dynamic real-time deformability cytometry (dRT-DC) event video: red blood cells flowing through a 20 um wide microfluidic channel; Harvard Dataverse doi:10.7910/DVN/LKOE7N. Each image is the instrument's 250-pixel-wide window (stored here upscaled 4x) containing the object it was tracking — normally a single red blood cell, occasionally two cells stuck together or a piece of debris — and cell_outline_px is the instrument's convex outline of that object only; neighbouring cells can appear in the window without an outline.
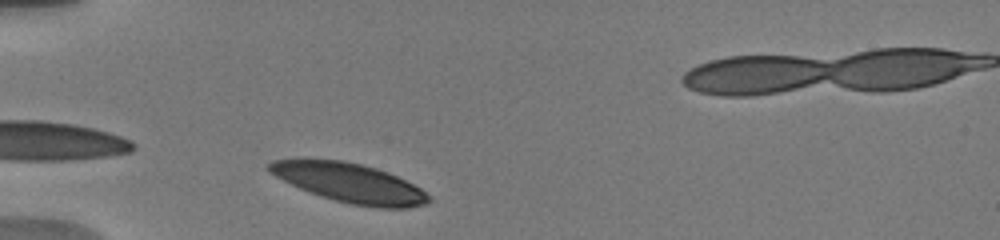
{"species": "human", "species_latin": "Homo sapiens", "temperature_condition": "warm", "stored_images_in_passage": 13, "camera_frame_rate_fps": 3000, "um_per_image_px": 0.085, "donor": {"sex": "male"}, "frame": {"image": 1, "passage_image": 1, "time_ms": 0.0, "image_size_px": [1000, 240], "cell_outline_px": [[432, 200], [428, 204], [408, 208], [376, 208], [352, 204], [320, 196], [308, 192], [268, 172], [264, 168], [272, 160], [344, 160], [376, 168], [388, 172], [420, 188], [432, 196]], "centroid_in_image_um": [29.76, 15.56], "position_along_channel_um": 55.2, "area_um2": 36.36}}
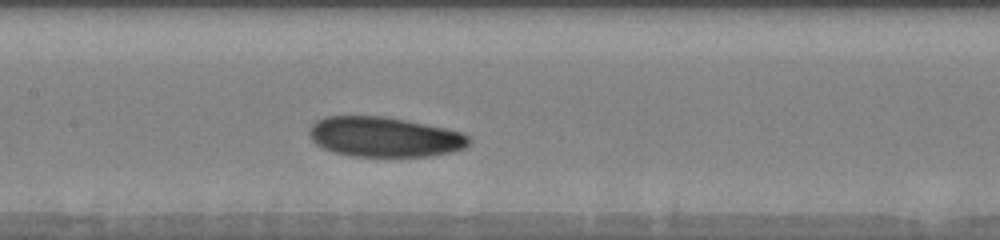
{"frame": {"image": 2, "passage_image": 7, "time_ms": 3.667, "image_size_px": [1000, 240], "cell_outline_px": [[472, 140], [464, 148], [452, 152], [428, 156], [352, 156], [336, 152], [324, 148], [316, 144], [312, 140], [308, 132], [312, 124], [316, 120], [324, 116], [384, 116], [444, 128], [460, 132], [468, 136]], "centroid_in_image_um": [32.65, 11.63], "position_along_channel_um": 174.7, "area_um2": 36.99}}
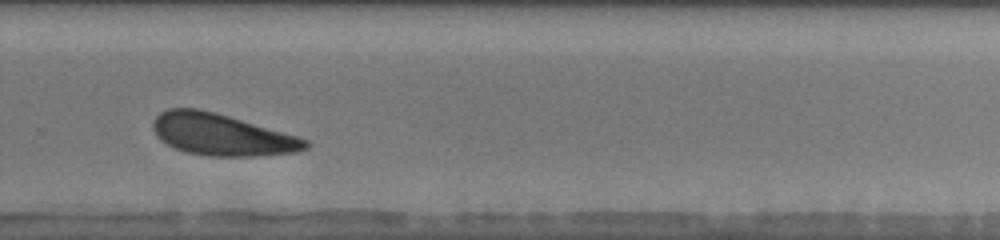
{"frame": {"image": 3, "passage_image": 12, "time_ms": 7.333, "image_size_px": [1000, 240], "cell_outline_px": [[308, 148], [296, 152], [256, 156], [208, 156], [188, 152], [176, 148], [160, 140], [156, 136], [152, 128], [152, 124], [156, 116], [160, 112], [168, 108], [196, 108], [228, 116], [296, 136], [308, 140]], "centroid_in_image_um": [18.8, 11.45], "position_along_channel_um": 311.0, "area_um2": 36.59}}